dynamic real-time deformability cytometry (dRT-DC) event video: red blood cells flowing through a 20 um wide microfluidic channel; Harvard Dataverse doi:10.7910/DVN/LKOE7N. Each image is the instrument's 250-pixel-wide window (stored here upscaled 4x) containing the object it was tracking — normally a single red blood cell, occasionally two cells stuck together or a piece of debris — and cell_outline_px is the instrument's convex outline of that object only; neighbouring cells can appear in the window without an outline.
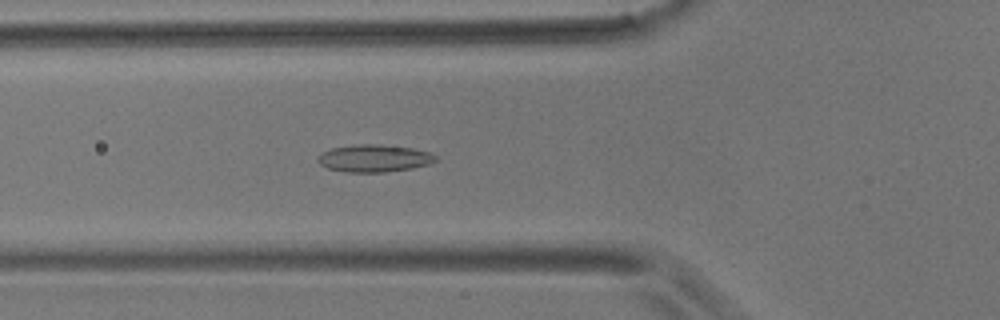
{"species": "common noctule bat (a hibernating species)", "species_latin": "Nyctalus noctula", "temperature_condition": "room temperature", "stored_images_in_passage": 5, "camera_frame_rate_fps": 3000, "um_per_image_px": 0.085, "animal": {"sex": "male", "body_mass_g": 17.9}, "frame": {"image": 1, "passage_image": 5, "time_ms": 5.333, "image_size_px": [1000, 320], "cell_outline_px": [[436, 160], [428, 164], [412, 168], [384, 172], [344, 172], [328, 168], [320, 164], [316, 160], [320, 152], [332, 148], [360, 144], [380, 144], [412, 148], [432, 152], [436, 156]], "centroid_in_image_um": [31.79, 13.45], "position_along_channel_um": 94.0, "area_um2": 18.84}}